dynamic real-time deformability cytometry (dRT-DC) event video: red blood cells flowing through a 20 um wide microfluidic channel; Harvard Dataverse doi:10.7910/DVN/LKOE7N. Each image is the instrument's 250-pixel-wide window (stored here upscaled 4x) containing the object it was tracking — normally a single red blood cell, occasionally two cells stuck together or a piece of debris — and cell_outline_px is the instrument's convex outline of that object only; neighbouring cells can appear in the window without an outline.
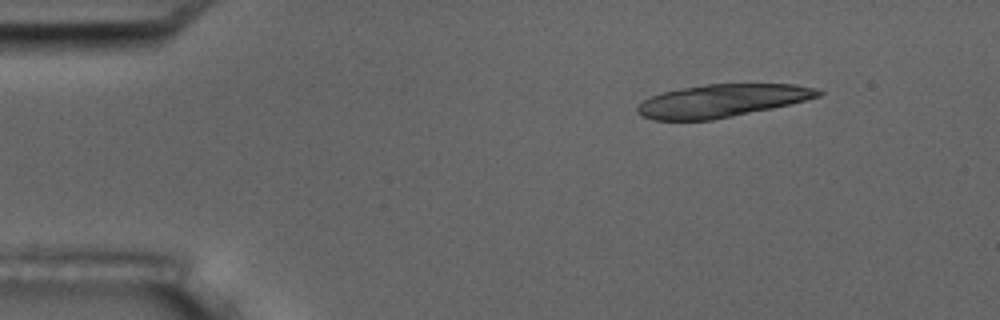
{"species": "common noctule bat (a hibernating species)", "species_latin": "Nyctalus noctula", "temperature_condition": "room temperature", "stored_images_in_passage": 6, "camera_frame_rate_fps": 3000, "um_per_image_px": 0.085, "animal": {"sex": "male", "body_mass_g": 17.5, "forearm_length_mm": 52.3}, "frame": {"image": 1, "passage_image": 2, "time_ms": 1.333, "image_size_px": [1000, 320], "cell_outline_px": [[824, 92], [820, 96], [772, 108], [712, 120], [652, 120], [636, 112], [636, 108], [644, 100], [652, 96], [664, 92], [680, 88], [708, 84], [792, 84], [816, 88]], "centroid_in_image_um": [61.35, 8.56], "position_along_channel_um": 23.6, "area_um2": 34.22}}